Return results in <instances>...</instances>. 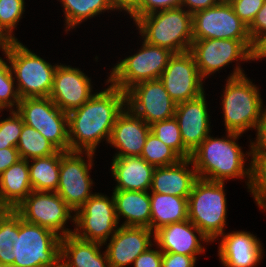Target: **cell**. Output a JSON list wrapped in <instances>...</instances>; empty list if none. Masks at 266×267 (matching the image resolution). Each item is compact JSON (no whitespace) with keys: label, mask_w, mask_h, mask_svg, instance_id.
Instances as JSON below:
<instances>
[{"label":"cell","mask_w":266,"mask_h":267,"mask_svg":"<svg viewBox=\"0 0 266 267\" xmlns=\"http://www.w3.org/2000/svg\"><path fill=\"white\" fill-rule=\"evenodd\" d=\"M125 107L126 92L111 84L69 112L70 151L95 153L102 139L109 143L116 119Z\"/></svg>","instance_id":"6da1fadb"},{"label":"cell","mask_w":266,"mask_h":267,"mask_svg":"<svg viewBox=\"0 0 266 267\" xmlns=\"http://www.w3.org/2000/svg\"><path fill=\"white\" fill-rule=\"evenodd\" d=\"M227 134V139L225 137L213 138L208 135L192 152L191 160L198 178L225 183L226 179L247 177L250 190L252 163H249V168L244 167L246 155L236 143L242 134L233 132H227Z\"/></svg>","instance_id":"7a4b0ae2"},{"label":"cell","mask_w":266,"mask_h":267,"mask_svg":"<svg viewBox=\"0 0 266 267\" xmlns=\"http://www.w3.org/2000/svg\"><path fill=\"white\" fill-rule=\"evenodd\" d=\"M224 89L222 110L226 131L242 134L249 128L256 129L264 111L261 95L240 66L228 77Z\"/></svg>","instance_id":"3957f363"},{"label":"cell","mask_w":266,"mask_h":267,"mask_svg":"<svg viewBox=\"0 0 266 267\" xmlns=\"http://www.w3.org/2000/svg\"><path fill=\"white\" fill-rule=\"evenodd\" d=\"M135 24L148 44L167 48L173 53L190 51L193 41L192 14L183 7L141 16Z\"/></svg>","instance_id":"277c9868"},{"label":"cell","mask_w":266,"mask_h":267,"mask_svg":"<svg viewBox=\"0 0 266 267\" xmlns=\"http://www.w3.org/2000/svg\"><path fill=\"white\" fill-rule=\"evenodd\" d=\"M226 208L224 182L198 178L188 197V219L211 242L224 234Z\"/></svg>","instance_id":"5b68a950"},{"label":"cell","mask_w":266,"mask_h":267,"mask_svg":"<svg viewBox=\"0 0 266 267\" xmlns=\"http://www.w3.org/2000/svg\"><path fill=\"white\" fill-rule=\"evenodd\" d=\"M4 54L15 74L21 99L49 97L57 65L52 66L19 41H14Z\"/></svg>","instance_id":"8992f818"},{"label":"cell","mask_w":266,"mask_h":267,"mask_svg":"<svg viewBox=\"0 0 266 267\" xmlns=\"http://www.w3.org/2000/svg\"><path fill=\"white\" fill-rule=\"evenodd\" d=\"M61 237L20 215L14 265L19 267H56L60 264Z\"/></svg>","instance_id":"52a82bcc"},{"label":"cell","mask_w":266,"mask_h":267,"mask_svg":"<svg viewBox=\"0 0 266 267\" xmlns=\"http://www.w3.org/2000/svg\"><path fill=\"white\" fill-rule=\"evenodd\" d=\"M142 48L117 63L107 79L108 83L126 92L133 85L147 80L160 79L169 58L174 54L167 48L142 42Z\"/></svg>","instance_id":"ba28073f"},{"label":"cell","mask_w":266,"mask_h":267,"mask_svg":"<svg viewBox=\"0 0 266 267\" xmlns=\"http://www.w3.org/2000/svg\"><path fill=\"white\" fill-rule=\"evenodd\" d=\"M24 124L39 131L59 150L68 152V113L60 110L49 97L21 99L16 110Z\"/></svg>","instance_id":"9c48e42d"},{"label":"cell","mask_w":266,"mask_h":267,"mask_svg":"<svg viewBox=\"0 0 266 267\" xmlns=\"http://www.w3.org/2000/svg\"><path fill=\"white\" fill-rule=\"evenodd\" d=\"M15 210L25 221L47 228L61 238L73 234L64 226L70 218L74 222L71 213L75 211L57 192L33 190Z\"/></svg>","instance_id":"30bf717a"},{"label":"cell","mask_w":266,"mask_h":267,"mask_svg":"<svg viewBox=\"0 0 266 267\" xmlns=\"http://www.w3.org/2000/svg\"><path fill=\"white\" fill-rule=\"evenodd\" d=\"M74 223L76 237L105 245L109 236L119 228L113 195L109 198L100 193L93 194L75 211Z\"/></svg>","instance_id":"8fae6325"},{"label":"cell","mask_w":266,"mask_h":267,"mask_svg":"<svg viewBox=\"0 0 266 267\" xmlns=\"http://www.w3.org/2000/svg\"><path fill=\"white\" fill-rule=\"evenodd\" d=\"M193 39H235L249 50L251 39L248 27L235 14L229 2L221 1L215 6L192 15Z\"/></svg>","instance_id":"7c38bea8"},{"label":"cell","mask_w":266,"mask_h":267,"mask_svg":"<svg viewBox=\"0 0 266 267\" xmlns=\"http://www.w3.org/2000/svg\"><path fill=\"white\" fill-rule=\"evenodd\" d=\"M87 156L85 160L81 155ZM94 152L61 151L59 184L56 192L74 210L79 209L93 194L89 175ZM87 161V162H86Z\"/></svg>","instance_id":"4fadbf2b"},{"label":"cell","mask_w":266,"mask_h":267,"mask_svg":"<svg viewBox=\"0 0 266 267\" xmlns=\"http://www.w3.org/2000/svg\"><path fill=\"white\" fill-rule=\"evenodd\" d=\"M126 107L148 125L174 117L176 103L160 79L147 80L126 91Z\"/></svg>","instance_id":"5bb4252c"},{"label":"cell","mask_w":266,"mask_h":267,"mask_svg":"<svg viewBox=\"0 0 266 267\" xmlns=\"http://www.w3.org/2000/svg\"><path fill=\"white\" fill-rule=\"evenodd\" d=\"M160 80L176 104L195 99L205 92L203 78L190 51L174 53L169 58Z\"/></svg>","instance_id":"9a60e30c"},{"label":"cell","mask_w":266,"mask_h":267,"mask_svg":"<svg viewBox=\"0 0 266 267\" xmlns=\"http://www.w3.org/2000/svg\"><path fill=\"white\" fill-rule=\"evenodd\" d=\"M190 52L203 79L233 61L250 60V50L235 39H193Z\"/></svg>","instance_id":"2e32d148"},{"label":"cell","mask_w":266,"mask_h":267,"mask_svg":"<svg viewBox=\"0 0 266 267\" xmlns=\"http://www.w3.org/2000/svg\"><path fill=\"white\" fill-rule=\"evenodd\" d=\"M91 79L80 69L57 65L49 98L65 113H69L86 103L92 94Z\"/></svg>","instance_id":"e0dca14e"},{"label":"cell","mask_w":266,"mask_h":267,"mask_svg":"<svg viewBox=\"0 0 266 267\" xmlns=\"http://www.w3.org/2000/svg\"><path fill=\"white\" fill-rule=\"evenodd\" d=\"M147 227L120 226L110 238L106 254L110 267H125L149 247H152L151 235Z\"/></svg>","instance_id":"ac0fdd59"},{"label":"cell","mask_w":266,"mask_h":267,"mask_svg":"<svg viewBox=\"0 0 266 267\" xmlns=\"http://www.w3.org/2000/svg\"><path fill=\"white\" fill-rule=\"evenodd\" d=\"M205 94L176 104L177 120L184 146L192 153L210 134L209 114Z\"/></svg>","instance_id":"d6986e66"},{"label":"cell","mask_w":266,"mask_h":267,"mask_svg":"<svg viewBox=\"0 0 266 267\" xmlns=\"http://www.w3.org/2000/svg\"><path fill=\"white\" fill-rule=\"evenodd\" d=\"M150 132V125L125 107L116 119L109 140L113 147L119 149L114 157L141 156Z\"/></svg>","instance_id":"ffe728a7"},{"label":"cell","mask_w":266,"mask_h":267,"mask_svg":"<svg viewBox=\"0 0 266 267\" xmlns=\"http://www.w3.org/2000/svg\"><path fill=\"white\" fill-rule=\"evenodd\" d=\"M153 234V240L162 252L183 254L195 258L196 255L205 251L199 241L211 242L189 219L166 225L157 229Z\"/></svg>","instance_id":"44dd1931"},{"label":"cell","mask_w":266,"mask_h":267,"mask_svg":"<svg viewBox=\"0 0 266 267\" xmlns=\"http://www.w3.org/2000/svg\"><path fill=\"white\" fill-rule=\"evenodd\" d=\"M220 236L218 254L225 267H255L262 259V245L253 234L233 231Z\"/></svg>","instance_id":"7402d4cb"},{"label":"cell","mask_w":266,"mask_h":267,"mask_svg":"<svg viewBox=\"0 0 266 267\" xmlns=\"http://www.w3.org/2000/svg\"><path fill=\"white\" fill-rule=\"evenodd\" d=\"M188 165H193L192 170ZM197 179L191 158L181 159L170 166L155 167L150 192L188 198Z\"/></svg>","instance_id":"603a6c76"},{"label":"cell","mask_w":266,"mask_h":267,"mask_svg":"<svg viewBox=\"0 0 266 267\" xmlns=\"http://www.w3.org/2000/svg\"><path fill=\"white\" fill-rule=\"evenodd\" d=\"M111 172L117 185L114 190L150 191L155 167L141 156L113 157Z\"/></svg>","instance_id":"cb8c5ba5"},{"label":"cell","mask_w":266,"mask_h":267,"mask_svg":"<svg viewBox=\"0 0 266 267\" xmlns=\"http://www.w3.org/2000/svg\"><path fill=\"white\" fill-rule=\"evenodd\" d=\"M102 243L87 241L69 234L61 238L62 267H110L106 251L101 254ZM66 259V260H65Z\"/></svg>","instance_id":"d4e9b609"},{"label":"cell","mask_w":266,"mask_h":267,"mask_svg":"<svg viewBox=\"0 0 266 267\" xmlns=\"http://www.w3.org/2000/svg\"><path fill=\"white\" fill-rule=\"evenodd\" d=\"M32 191L28 161L19 159L0 175V209H15Z\"/></svg>","instance_id":"484cf974"},{"label":"cell","mask_w":266,"mask_h":267,"mask_svg":"<svg viewBox=\"0 0 266 267\" xmlns=\"http://www.w3.org/2000/svg\"><path fill=\"white\" fill-rule=\"evenodd\" d=\"M116 216L126 220L122 226L147 227L150 229L151 207L149 191L113 190Z\"/></svg>","instance_id":"4316f807"},{"label":"cell","mask_w":266,"mask_h":267,"mask_svg":"<svg viewBox=\"0 0 266 267\" xmlns=\"http://www.w3.org/2000/svg\"><path fill=\"white\" fill-rule=\"evenodd\" d=\"M151 193L150 229L153 232L171 223L188 219V198L170 194Z\"/></svg>","instance_id":"83f0119b"},{"label":"cell","mask_w":266,"mask_h":267,"mask_svg":"<svg viewBox=\"0 0 266 267\" xmlns=\"http://www.w3.org/2000/svg\"><path fill=\"white\" fill-rule=\"evenodd\" d=\"M61 150L57 153L31 159L29 176L32 189L35 191L56 192L59 184Z\"/></svg>","instance_id":"f1b7e54d"},{"label":"cell","mask_w":266,"mask_h":267,"mask_svg":"<svg viewBox=\"0 0 266 267\" xmlns=\"http://www.w3.org/2000/svg\"><path fill=\"white\" fill-rule=\"evenodd\" d=\"M20 214L15 209H0V263L14 264Z\"/></svg>","instance_id":"f546056e"},{"label":"cell","mask_w":266,"mask_h":267,"mask_svg":"<svg viewBox=\"0 0 266 267\" xmlns=\"http://www.w3.org/2000/svg\"><path fill=\"white\" fill-rule=\"evenodd\" d=\"M64 6L66 31L80 24L83 20H88L101 12L112 10L109 0H61Z\"/></svg>","instance_id":"4dcf8cb0"},{"label":"cell","mask_w":266,"mask_h":267,"mask_svg":"<svg viewBox=\"0 0 266 267\" xmlns=\"http://www.w3.org/2000/svg\"><path fill=\"white\" fill-rule=\"evenodd\" d=\"M21 159H35L55 154L59 149L36 129L23 125L16 146Z\"/></svg>","instance_id":"1f68e13d"},{"label":"cell","mask_w":266,"mask_h":267,"mask_svg":"<svg viewBox=\"0 0 266 267\" xmlns=\"http://www.w3.org/2000/svg\"><path fill=\"white\" fill-rule=\"evenodd\" d=\"M150 131L182 159L191 158L192 153L184 146L178 122L174 117L154 122L150 125Z\"/></svg>","instance_id":"d6a6232c"},{"label":"cell","mask_w":266,"mask_h":267,"mask_svg":"<svg viewBox=\"0 0 266 267\" xmlns=\"http://www.w3.org/2000/svg\"><path fill=\"white\" fill-rule=\"evenodd\" d=\"M141 157L154 167L170 166L182 158L153 133H149Z\"/></svg>","instance_id":"836d02e7"},{"label":"cell","mask_w":266,"mask_h":267,"mask_svg":"<svg viewBox=\"0 0 266 267\" xmlns=\"http://www.w3.org/2000/svg\"><path fill=\"white\" fill-rule=\"evenodd\" d=\"M252 157V183L250 192L256 204L266 210V151L250 153Z\"/></svg>","instance_id":"e575fe53"},{"label":"cell","mask_w":266,"mask_h":267,"mask_svg":"<svg viewBox=\"0 0 266 267\" xmlns=\"http://www.w3.org/2000/svg\"><path fill=\"white\" fill-rule=\"evenodd\" d=\"M11 67L0 57V109L11 108L16 106L18 108L21 100L16 87H14V78Z\"/></svg>","instance_id":"d590c367"},{"label":"cell","mask_w":266,"mask_h":267,"mask_svg":"<svg viewBox=\"0 0 266 267\" xmlns=\"http://www.w3.org/2000/svg\"><path fill=\"white\" fill-rule=\"evenodd\" d=\"M24 7V0H0V27L14 41L18 39L12 32L25 12Z\"/></svg>","instance_id":"8d00e7d4"},{"label":"cell","mask_w":266,"mask_h":267,"mask_svg":"<svg viewBox=\"0 0 266 267\" xmlns=\"http://www.w3.org/2000/svg\"><path fill=\"white\" fill-rule=\"evenodd\" d=\"M10 115L0 121V149L16 148L24 125L22 116L16 110H10Z\"/></svg>","instance_id":"74e56055"},{"label":"cell","mask_w":266,"mask_h":267,"mask_svg":"<svg viewBox=\"0 0 266 267\" xmlns=\"http://www.w3.org/2000/svg\"><path fill=\"white\" fill-rule=\"evenodd\" d=\"M265 0H230L235 14L249 27L256 17L257 12L264 5Z\"/></svg>","instance_id":"f35d334b"},{"label":"cell","mask_w":266,"mask_h":267,"mask_svg":"<svg viewBox=\"0 0 266 267\" xmlns=\"http://www.w3.org/2000/svg\"><path fill=\"white\" fill-rule=\"evenodd\" d=\"M183 0H140L138 9L131 15L136 22L141 16L181 7Z\"/></svg>","instance_id":"ab89813d"},{"label":"cell","mask_w":266,"mask_h":267,"mask_svg":"<svg viewBox=\"0 0 266 267\" xmlns=\"http://www.w3.org/2000/svg\"><path fill=\"white\" fill-rule=\"evenodd\" d=\"M196 260L194 256L162 252V267H195Z\"/></svg>","instance_id":"60d3db41"},{"label":"cell","mask_w":266,"mask_h":267,"mask_svg":"<svg viewBox=\"0 0 266 267\" xmlns=\"http://www.w3.org/2000/svg\"><path fill=\"white\" fill-rule=\"evenodd\" d=\"M134 267H162V251L150 247L133 262Z\"/></svg>","instance_id":"b9f144b4"},{"label":"cell","mask_w":266,"mask_h":267,"mask_svg":"<svg viewBox=\"0 0 266 267\" xmlns=\"http://www.w3.org/2000/svg\"><path fill=\"white\" fill-rule=\"evenodd\" d=\"M257 130V139L255 142H252L250 147L251 151L247 155L251 156L250 153H263L266 151V109H264L262 118L256 128Z\"/></svg>","instance_id":"7bdbcfd3"},{"label":"cell","mask_w":266,"mask_h":267,"mask_svg":"<svg viewBox=\"0 0 266 267\" xmlns=\"http://www.w3.org/2000/svg\"><path fill=\"white\" fill-rule=\"evenodd\" d=\"M266 32V0L262 8L257 12L251 25L248 27V34L251 41L258 35Z\"/></svg>","instance_id":"ee69618b"},{"label":"cell","mask_w":266,"mask_h":267,"mask_svg":"<svg viewBox=\"0 0 266 267\" xmlns=\"http://www.w3.org/2000/svg\"><path fill=\"white\" fill-rule=\"evenodd\" d=\"M266 58V32L258 34L252 41L250 47V60Z\"/></svg>","instance_id":"f6af8a7d"},{"label":"cell","mask_w":266,"mask_h":267,"mask_svg":"<svg viewBox=\"0 0 266 267\" xmlns=\"http://www.w3.org/2000/svg\"><path fill=\"white\" fill-rule=\"evenodd\" d=\"M20 158L17 148L9 147L0 149V175Z\"/></svg>","instance_id":"bcb514c9"},{"label":"cell","mask_w":266,"mask_h":267,"mask_svg":"<svg viewBox=\"0 0 266 267\" xmlns=\"http://www.w3.org/2000/svg\"><path fill=\"white\" fill-rule=\"evenodd\" d=\"M220 2L221 0H183L181 7H188L187 11L193 15L198 11L215 6Z\"/></svg>","instance_id":"7dc6e473"},{"label":"cell","mask_w":266,"mask_h":267,"mask_svg":"<svg viewBox=\"0 0 266 267\" xmlns=\"http://www.w3.org/2000/svg\"><path fill=\"white\" fill-rule=\"evenodd\" d=\"M112 8L115 10H124L130 16L138 9L140 0H109Z\"/></svg>","instance_id":"c3c4849f"},{"label":"cell","mask_w":266,"mask_h":267,"mask_svg":"<svg viewBox=\"0 0 266 267\" xmlns=\"http://www.w3.org/2000/svg\"><path fill=\"white\" fill-rule=\"evenodd\" d=\"M13 42L14 40L11 39L0 27V48H2V52H5Z\"/></svg>","instance_id":"681fc988"},{"label":"cell","mask_w":266,"mask_h":267,"mask_svg":"<svg viewBox=\"0 0 266 267\" xmlns=\"http://www.w3.org/2000/svg\"><path fill=\"white\" fill-rule=\"evenodd\" d=\"M0 267H19V266H16L14 264H1L0 263Z\"/></svg>","instance_id":"f907efd6"}]
</instances>
